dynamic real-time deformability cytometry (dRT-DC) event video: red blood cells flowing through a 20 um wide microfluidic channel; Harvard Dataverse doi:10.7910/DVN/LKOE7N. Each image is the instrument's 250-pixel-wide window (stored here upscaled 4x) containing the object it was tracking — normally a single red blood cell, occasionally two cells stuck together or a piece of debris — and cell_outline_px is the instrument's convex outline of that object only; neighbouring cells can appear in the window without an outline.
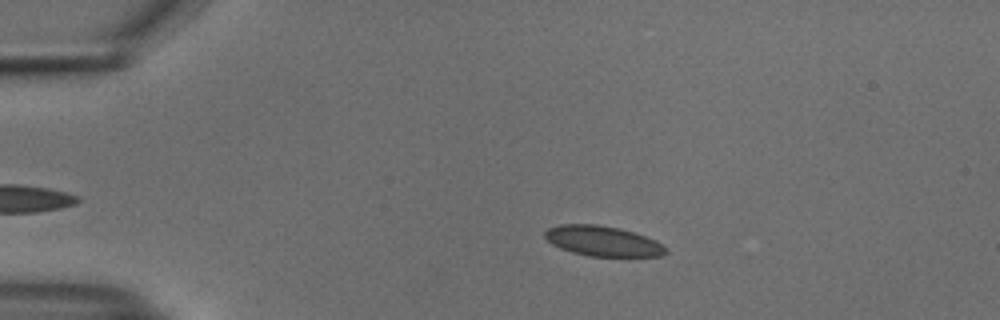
{"species": "common noctule bat (a hibernating species)", "species_latin": "Nyctalus noctula", "temperature_condition": "cold", "stored_images_in_passage": 47, "camera_frame_rate_fps": 3000, "um_per_image_px": 0.085, "animal": {"sex": "male", "body_mass_g": 18.8}, "frame": {"image": 1, "passage_image": 11, "time_ms": 3.333, "image_size_px": [1000, 320], "cell_outline_px": [[668, 252], [660, 256], [628, 260], [588, 256], [572, 252], [560, 248], [552, 244], [544, 236], [544, 232], [548, 228], [560, 224], [596, 224], [620, 228], [656, 240], [664, 244], [668, 248]], "centroid_in_image_um": [51.34, 20.55], "position_along_channel_um": 33.7, "area_um2": 22.37}}
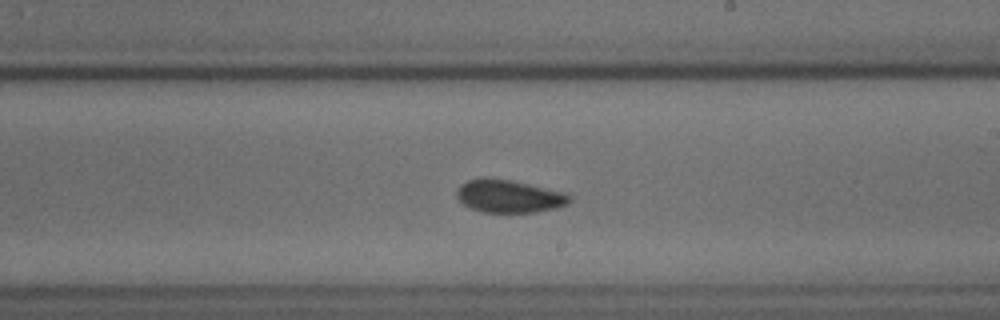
{"frame": {"image": 2, "passage_image": 32, "time_ms": 10.333, "image_size_px": [1000, 320], "cell_outline_px": [[572, 200], [568, 204], [556, 208], [536, 212], [480, 212], [464, 204], [456, 196], [456, 192], [460, 184], [468, 180], [480, 176], [488, 176], [512, 180], [564, 192], [572, 196]], "centroid_in_image_um": [43.26, 16.65], "position_along_channel_um": 245.7, "area_um2": 21.91}}
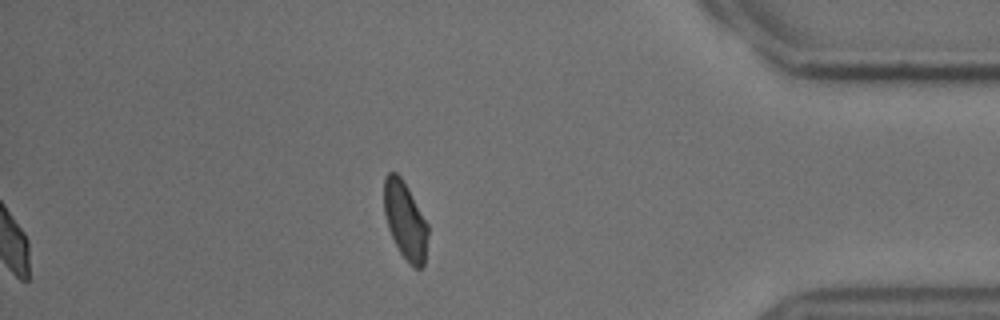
{"frame": {"image": 3, "passage_image": 47, "time_ms": 15.333, "image_size_px": [1000, 320], "cell_outline_px": [[428, 236], [424, 264], [420, 268], [416, 268], [400, 252], [388, 228], [384, 212], [384, 176], [388, 172], [396, 172], [400, 176], [408, 188], [428, 224]], "centroid_in_image_um": [34.44, 18.7], "position_along_channel_um": 400.8, "area_um2": 19.59}, "authors_computed_cell_mechanics": {"area_um2": 21.5016, "velocity_mm_per_s": 3.7436, "shape_relaxation_time_tau1_ms": 4.3627, "shape_relaxation_time_tau2_ms": 2.2707, "deformation_change_tau1": 0.0924, "deformation_change_tau2": 0.0562}}